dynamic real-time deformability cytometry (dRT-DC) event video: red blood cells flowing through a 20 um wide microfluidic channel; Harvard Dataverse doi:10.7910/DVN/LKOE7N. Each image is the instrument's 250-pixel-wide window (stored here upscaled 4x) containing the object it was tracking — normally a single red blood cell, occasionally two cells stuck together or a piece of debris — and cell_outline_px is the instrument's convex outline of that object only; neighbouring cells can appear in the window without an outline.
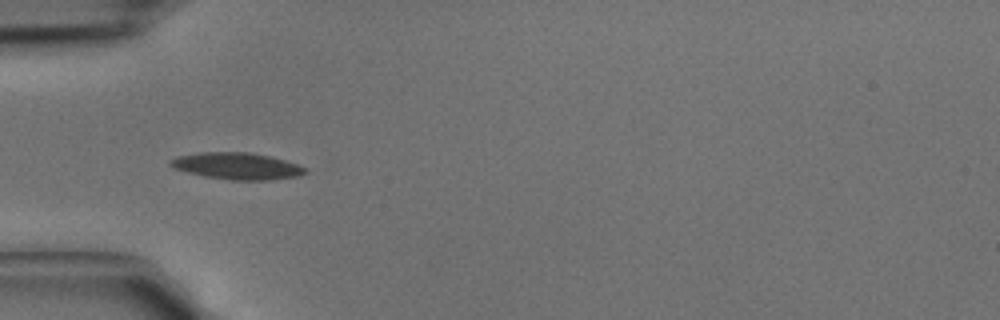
{"species": "common noctule bat (a hibernating species)", "species_latin": "Nyctalus noctula", "temperature_condition": "cold", "stored_images_in_passage": 4, "camera_frame_rate_fps": 3000, "um_per_image_px": 0.085, "animal": {"sex": "male", "body_mass_g": 15.6}, "frame": {"image": 1, "passage_image": 2, "time_ms": 0.333, "image_size_px": [1000, 320], "cell_outline_px": [[308, 172], [300, 176], [272, 180], [232, 180], [204, 176], [172, 168], [168, 164], [168, 160], [176, 156], [196, 152], [252, 152], [272, 156], [308, 168]], "centroid_in_image_um": [20.14, 14.1], "position_along_channel_um": 64.9, "area_um2": 21.39}}